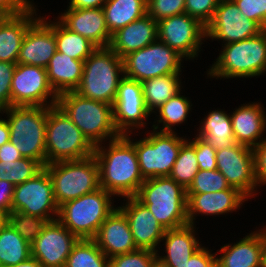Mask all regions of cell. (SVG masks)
<instances>
[{
	"label": "cell",
	"mask_w": 266,
	"mask_h": 267,
	"mask_svg": "<svg viewBox=\"0 0 266 267\" xmlns=\"http://www.w3.org/2000/svg\"><path fill=\"white\" fill-rule=\"evenodd\" d=\"M93 155L99 167L100 187L114 197H135L145 179L134 144L125 135H120L107 144L95 146Z\"/></svg>",
	"instance_id": "cell-1"
},
{
	"label": "cell",
	"mask_w": 266,
	"mask_h": 267,
	"mask_svg": "<svg viewBox=\"0 0 266 267\" xmlns=\"http://www.w3.org/2000/svg\"><path fill=\"white\" fill-rule=\"evenodd\" d=\"M219 56L210 65L209 78H254L266 73V29L258 35L221 45Z\"/></svg>",
	"instance_id": "cell-2"
},
{
	"label": "cell",
	"mask_w": 266,
	"mask_h": 267,
	"mask_svg": "<svg viewBox=\"0 0 266 267\" xmlns=\"http://www.w3.org/2000/svg\"><path fill=\"white\" fill-rule=\"evenodd\" d=\"M57 105L94 147L120 136L113 121V105L75 91L59 94Z\"/></svg>",
	"instance_id": "cell-3"
},
{
	"label": "cell",
	"mask_w": 266,
	"mask_h": 267,
	"mask_svg": "<svg viewBox=\"0 0 266 267\" xmlns=\"http://www.w3.org/2000/svg\"><path fill=\"white\" fill-rule=\"evenodd\" d=\"M135 198L152 212L165 230L189 224L186 190L169 176L145 179Z\"/></svg>",
	"instance_id": "cell-4"
},
{
	"label": "cell",
	"mask_w": 266,
	"mask_h": 267,
	"mask_svg": "<svg viewBox=\"0 0 266 267\" xmlns=\"http://www.w3.org/2000/svg\"><path fill=\"white\" fill-rule=\"evenodd\" d=\"M123 77V59L110 47H97L84 61L81 81L75 92L113 105Z\"/></svg>",
	"instance_id": "cell-5"
},
{
	"label": "cell",
	"mask_w": 266,
	"mask_h": 267,
	"mask_svg": "<svg viewBox=\"0 0 266 267\" xmlns=\"http://www.w3.org/2000/svg\"><path fill=\"white\" fill-rule=\"evenodd\" d=\"M50 107L11 106L0 112L9 124V141L23 158L46 166V123Z\"/></svg>",
	"instance_id": "cell-6"
},
{
	"label": "cell",
	"mask_w": 266,
	"mask_h": 267,
	"mask_svg": "<svg viewBox=\"0 0 266 267\" xmlns=\"http://www.w3.org/2000/svg\"><path fill=\"white\" fill-rule=\"evenodd\" d=\"M114 198L100 187L60 205L57 220L78 239H93L101 224L117 207Z\"/></svg>",
	"instance_id": "cell-7"
},
{
	"label": "cell",
	"mask_w": 266,
	"mask_h": 267,
	"mask_svg": "<svg viewBox=\"0 0 266 267\" xmlns=\"http://www.w3.org/2000/svg\"><path fill=\"white\" fill-rule=\"evenodd\" d=\"M95 147L58 106L48 109L46 123V165L81 160L94 154Z\"/></svg>",
	"instance_id": "cell-8"
},
{
	"label": "cell",
	"mask_w": 266,
	"mask_h": 267,
	"mask_svg": "<svg viewBox=\"0 0 266 267\" xmlns=\"http://www.w3.org/2000/svg\"><path fill=\"white\" fill-rule=\"evenodd\" d=\"M151 129V132L146 130L145 137L139 140L130 137L135 133L125 135L135 146L140 172L144 179L169 176L181 146L188 139L186 135L180 137L176 132Z\"/></svg>",
	"instance_id": "cell-9"
},
{
	"label": "cell",
	"mask_w": 266,
	"mask_h": 267,
	"mask_svg": "<svg viewBox=\"0 0 266 267\" xmlns=\"http://www.w3.org/2000/svg\"><path fill=\"white\" fill-rule=\"evenodd\" d=\"M54 198L58 206L100 188L99 167L94 155L47 164Z\"/></svg>",
	"instance_id": "cell-10"
},
{
	"label": "cell",
	"mask_w": 266,
	"mask_h": 267,
	"mask_svg": "<svg viewBox=\"0 0 266 267\" xmlns=\"http://www.w3.org/2000/svg\"><path fill=\"white\" fill-rule=\"evenodd\" d=\"M184 60L175 50L157 39L123 58L124 76L143 82L158 76L180 73L184 68Z\"/></svg>",
	"instance_id": "cell-11"
},
{
	"label": "cell",
	"mask_w": 266,
	"mask_h": 267,
	"mask_svg": "<svg viewBox=\"0 0 266 267\" xmlns=\"http://www.w3.org/2000/svg\"><path fill=\"white\" fill-rule=\"evenodd\" d=\"M12 212H22L46 219L48 222L58 218L57 205L51 178L44 167L34 177L14 188Z\"/></svg>",
	"instance_id": "cell-12"
},
{
	"label": "cell",
	"mask_w": 266,
	"mask_h": 267,
	"mask_svg": "<svg viewBox=\"0 0 266 267\" xmlns=\"http://www.w3.org/2000/svg\"><path fill=\"white\" fill-rule=\"evenodd\" d=\"M157 32L158 40L175 50L185 61L197 60L206 41V26L186 13L160 20Z\"/></svg>",
	"instance_id": "cell-13"
},
{
	"label": "cell",
	"mask_w": 266,
	"mask_h": 267,
	"mask_svg": "<svg viewBox=\"0 0 266 267\" xmlns=\"http://www.w3.org/2000/svg\"><path fill=\"white\" fill-rule=\"evenodd\" d=\"M57 102L45 68L17 63L11 81V106L52 107Z\"/></svg>",
	"instance_id": "cell-14"
},
{
	"label": "cell",
	"mask_w": 266,
	"mask_h": 267,
	"mask_svg": "<svg viewBox=\"0 0 266 267\" xmlns=\"http://www.w3.org/2000/svg\"><path fill=\"white\" fill-rule=\"evenodd\" d=\"M217 170L226 178L228 184L238 189L248 199L257 196L260 189L254 166L253 149L241 144L231 143L216 152Z\"/></svg>",
	"instance_id": "cell-15"
},
{
	"label": "cell",
	"mask_w": 266,
	"mask_h": 267,
	"mask_svg": "<svg viewBox=\"0 0 266 267\" xmlns=\"http://www.w3.org/2000/svg\"><path fill=\"white\" fill-rule=\"evenodd\" d=\"M152 115L146 108L142 83L124 76L119 83L113 103V121L120 135L144 131ZM147 120V121H145Z\"/></svg>",
	"instance_id": "cell-16"
},
{
	"label": "cell",
	"mask_w": 266,
	"mask_h": 267,
	"mask_svg": "<svg viewBox=\"0 0 266 267\" xmlns=\"http://www.w3.org/2000/svg\"><path fill=\"white\" fill-rule=\"evenodd\" d=\"M262 31L255 21L240 13L233 0H219L214 17L206 26V40L226 45L254 37Z\"/></svg>",
	"instance_id": "cell-17"
},
{
	"label": "cell",
	"mask_w": 266,
	"mask_h": 267,
	"mask_svg": "<svg viewBox=\"0 0 266 267\" xmlns=\"http://www.w3.org/2000/svg\"><path fill=\"white\" fill-rule=\"evenodd\" d=\"M78 238L57 219L47 222L31 244V256L44 267H65Z\"/></svg>",
	"instance_id": "cell-18"
},
{
	"label": "cell",
	"mask_w": 266,
	"mask_h": 267,
	"mask_svg": "<svg viewBox=\"0 0 266 267\" xmlns=\"http://www.w3.org/2000/svg\"><path fill=\"white\" fill-rule=\"evenodd\" d=\"M122 201L124 202L118 207L126 215L137 248L158 252L160 246L162 248L160 243L166 230L135 197H127Z\"/></svg>",
	"instance_id": "cell-19"
},
{
	"label": "cell",
	"mask_w": 266,
	"mask_h": 267,
	"mask_svg": "<svg viewBox=\"0 0 266 267\" xmlns=\"http://www.w3.org/2000/svg\"><path fill=\"white\" fill-rule=\"evenodd\" d=\"M57 19L70 31L87 38L97 47H109L112 35L102 8H66Z\"/></svg>",
	"instance_id": "cell-20"
},
{
	"label": "cell",
	"mask_w": 266,
	"mask_h": 267,
	"mask_svg": "<svg viewBox=\"0 0 266 267\" xmlns=\"http://www.w3.org/2000/svg\"><path fill=\"white\" fill-rule=\"evenodd\" d=\"M188 223L196 225L197 216H218L237 212L248 198L239 190L186 194ZM242 206V207H241Z\"/></svg>",
	"instance_id": "cell-21"
},
{
	"label": "cell",
	"mask_w": 266,
	"mask_h": 267,
	"mask_svg": "<svg viewBox=\"0 0 266 267\" xmlns=\"http://www.w3.org/2000/svg\"><path fill=\"white\" fill-rule=\"evenodd\" d=\"M56 39L53 29L39 17L27 30L18 54V64H29L46 69L49 60L56 53Z\"/></svg>",
	"instance_id": "cell-22"
},
{
	"label": "cell",
	"mask_w": 266,
	"mask_h": 267,
	"mask_svg": "<svg viewBox=\"0 0 266 267\" xmlns=\"http://www.w3.org/2000/svg\"><path fill=\"white\" fill-rule=\"evenodd\" d=\"M93 240L108 258L138 249L126 215L118 206L101 224Z\"/></svg>",
	"instance_id": "cell-23"
},
{
	"label": "cell",
	"mask_w": 266,
	"mask_h": 267,
	"mask_svg": "<svg viewBox=\"0 0 266 267\" xmlns=\"http://www.w3.org/2000/svg\"><path fill=\"white\" fill-rule=\"evenodd\" d=\"M234 110L230 117L235 143L253 149L266 137V109L261 102H249Z\"/></svg>",
	"instance_id": "cell-24"
},
{
	"label": "cell",
	"mask_w": 266,
	"mask_h": 267,
	"mask_svg": "<svg viewBox=\"0 0 266 267\" xmlns=\"http://www.w3.org/2000/svg\"><path fill=\"white\" fill-rule=\"evenodd\" d=\"M215 253L220 267H262L263 228L247 233L236 243L224 244Z\"/></svg>",
	"instance_id": "cell-25"
},
{
	"label": "cell",
	"mask_w": 266,
	"mask_h": 267,
	"mask_svg": "<svg viewBox=\"0 0 266 267\" xmlns=\"http://www.w3.org/2000/svg\"><path fill=\"white\" fill-rule=\"evenodd\" d=\"M33 3L23 13L0 17V61L16 63L28 28L40 17Z\"/></svg>",
	"instance_id": "cell-26"
},
{
	"label": "cell",
	"mask_w": 266,
	"mask_h": 267,
	"mask_svg": "<svg viewBox=\"0 0 266 267\" xmlns=\"http://www.w3.org/2000/svg\"><path fill=\"white\" fill-rule=\"evenodd\" d=\"M158 22L145 14L112 34L109 47L120 57L140 50L158 39Z\"/></svg>",
	"instance_id": "cell-27"
},
{
	"label": "cell",
	"mask_w": 266,
	"mask_h": 267,
	"mask_svg": "<svg viewBox=\"0 0 266 267\" xmlns=\"http://www.w3.org/2000/svg\"><path fill=\"white\" fill-rule=\"evenodd\" d=\"M196 225L187 224L176 229L166 230L161 242L165 253L157 252V259L165 267H183L189 258L203 245L196 235ZM164 255V256H163Z\"/></svg>",
	"instance_id": "cell-28"
},
{
	"label": "cell",
	"mask_w": 266,
	"mask_h": 267,
	"mask_svg": "<svg viewBox=\"0 0 266 267\" xmlns=\"http://www.w3.org/2000/svg\"><path fill=\"white\" fill-rule=\"evenodd\" d=\"M84 61L76 60L56 51L46 67L50 86L57 95L75 91L83 74Z\"/></svg>",
	"instance_id": "cell-29"
},
{
	"label": "cell",
	"mask_w": 266,
	"mask_h": 267,
	"mask_svg": "<svg viewBox=\"0 0 266 267\" xmlns=\"http://www.w3.org/2000/svg\"><path fill=\"white\" fill-rule=\"evenodd\" d=\"M200 121L196 136L211 143L216 150L235 142L230 113L228 114L225 109L209 111Z\"/></svg>",
	"instance_id": "cell-30"
},
{
	"label": "cell",
	"mask_w": 266,
	"mask_h": 267,
	"mask_svg": "<svg viewBox=\"0 0 266 267\" xmlns=\"http://www.w3.org/2000/svg\"><path fill=\"white\" fill-rule=\"evenodd\" d=\"M182 73L167 74L141 82L145 106L151 114L182 91Z\"/></svg>",
	"instance_id": "cell-31"
},
{
	"label": "cell",
	"mask_w": 266,
	"mask_h": 267,
	"mask_svg": "<svg viewBox=\"0 0 266 267\" xmlns=\"http://www.w3.org/2000/svg\"><path fill=\"white\" fill-rule=\"evenodd\" d=\"M102 9L112 35L147 14V0H107Z\"/></svg>",
	"instance_id": "cell-32"
},
{
	"label": "cell",
	"mask_w": 266,
	"mask_h": 267,
	"mask_svg": "<svg viewBox=\"0 0 266 267\" xmlns=\"http://www.w3.org/2000/svg\"><path fill=\"white\" fill-rule=\"evenodd\" d=\"M40 17L53 29L57 51L73 59L85 61L96 50L95 44L78 33L70 31L58 19L51 21L47 16L40 15Z\"/></svg>",
	"instance_id": "cell-33"
},
{
	"label": "cell",
	"mask_w": 266,
	"mask_h": 267,
	"mask_svg": "<svg viewBox=\"0 0 266 267\" xmlns=\"http://www.w3.org/2000/svg\"><path fill=\"white\" fill-rule=\"evenodd\" d=\"M182 94V95H181ZM189 97H185L182 92L173 96L162 106L153 112L156 115L151 128L162 132H176L173 127L181 126L187 122L189 114L192 112V101ZM191 111V112H190ZM158 119V120H157ZM155 123V124H154ZM162 127H159L161 126Z\"/></svg>",
	"instance_id": "cell-34"
},
{
	"label": "cell",
	"mask_w": 266,
	"mask_h": 267,
	"mask_svg": "<svg viewBox=\"0 0 266 267\" xmlns=\"http://www.w3.org/2000/svg\"><path fill=\"white\" fill-rule=\"evenodd\" d=\"M31 256V244L7 222L0 231V267H12Z\"/></svg>",
	"instance_id": "cell-35"
},
{
	"label": "cell",
	"mask_w": 266,
	"mask_h": 267,
	"mask_svg": "<svg viewBox=\"0 0 266 267\" xmlns=\"http://www.w3.org/2000/svg\"><path fill=\"white\" fill-rule=\"evenodd\" d=\"M65 267H109V258L93 239H78L67 257Z\"/></svg>",
	"instance_id": "cell-36"
},
{
	"label": "cell",
	"mask_w": 266,
	"mask_h": 267,
	"mask_svg": "<svg viewBox=\"0 0 266 267\" xmlns=\"http://www.w3.org/2000/svg\"><path fill=\"white\" fill-rule=\"evenodd\" d=\"M191 138L181 146L177 159L169 175L176 183L185 190L189 188L198 173V161L195 152V145L190 141Z\"/></svg>",
	"instance_id": "cell-37"
},
{
	"label": "cell",
	"mask_w": 266,
	"mask_h": 267,
	"mask_svg": "<svg viewBox=\"0 0 266 267\" xmlns=\"http://www.w3.org/2000/svg\"><path fill=\"white\" fill-rule=\"evenodd\" d=\"M43 168L39 161L31 158H22L14 162L0 161V180L16 186L34 177Z\"/></svg>",
	"instance_id": "cell-38"
},
{
	"label": "cell",
	"mask_w": 266,
	"mask_h": 267,
	"mask_svg": "<svg viewBox=\"0 0 266 267\" xmlns=\"http://www.w3.org/2000/svg\"><path fill=\"white\" fill-rule=\"evenodd\" d=\"M222 190H238L231 187L226 178L217 170H199L186 194H202Z\"/></svg>",
	"instance_id": "cell-39"
},
{
	"label": "cell",
	"mask_w": 266,
	"mask_h": 267,
	"mask_svg": "<svg viewBox=\"0 0 266 267\" xmlns=\"http://www.w3.org/2000/svg\"><path fill=\"white\" fill-rule=\"evenodd\" d=\"M47 222L48 221L46 219L22 212H12L8 215V223L29 244L34 242L37 236L42 232Z\"/></svg>",
	"instance_id": "cell-40"
},
{
	"label": "cell",
	"mask_w": 266,
	"mask_h": 267,
	"mask_svg": "<svg viewBox=\"0 0 266 267\" xmlns=\"http://www.w3.org/2000/svg\"><path fill=\"white\" fill-rule=\"evenodd\" d=\"M157 259V252L148 249H137L109 258V267H150Z\"/></svg>",
	"instance_id": "cell-41"
},
{
	"label": "cell",
	"mask_w": 266,
	"mask_h": 267,
	"mask_svg": "<svg viewBox=\"0 0 266 267\" xmlns=\"http://www.w3.org/2000/svg\"><path fill=\"white\" fill-rule=\"evenodd\" d=\"M186 0H147V14L156 22L185 13Z\"/></svg>",
	"instance_id": "cell-42"
},
{
	"label": "cell",
	"mask_w": 266,
	"mask_h": 267,
	"mask_svg": "<svg viewBox=\"0 0 266 267\" xmlns=\"http://www.w3.org/2000/svg\"><path fill=\"white\" fill-rule=\"evenodd\" d=\"M219 0H186L185 13L207 26L213 19Z\"/></svg>",
	"instance_id": "cell-43"
},
{
	"label": "cell",
	"mask_w": 266,
	"mask_h": 267,
	"mask_svg": "<svg viewBox=\"0 0 266 267\" xmlns=\"http://www.w3.org/2000/svg\"><path fill=\"white\" fill-rule=\"evenodd\" d=\"M190 141L195 145V152L198 161V169L199 170L217 169V163H216L217 150L212 146V144L198 136H194Z\"/></svg>",
	"instance_id": "cell-44"
},
{
	"label": "cell",
	"mask_w": 266,
	"mask_h": 267,
	"mask_svg": "<svg viewBox=\"0 0 266 267\" xmlns=\"http://www.w3.org/2000/svg\"><path fill=\"white\" fill-rule=\"evenodd\" d=\"M240 13L266 29V0H233Z\"/></svg>",
	"instance_id": "cell-45"
},
{
	"label": "cell",
	"mask_w": 266,
	"mask_h": 267,
	"mask_svg": "<svg viewBox=\"0 0 266 267\" xmlns=\"http://www.w3.org/2000/svg\"><path fill=\"white\" fill-rule=\"evenodd\" d=\"M16 65L0 61V112L11 107V81Z\"/></svg>",
	"instance_id": "cell-46"
},
{
	"label": "cell",
	"mask_w": 266,
	"mask_h": 267,
	"mask_svg": "<svg viewBox=\"0 0 266 267\" xmlns=\"http://www.w3.org/2000/svg\"><path fill=\"white\" fill-rule=\"evenodd\" d=\"M256 181L261 187L266 185V137L253 148Z\"/></svg>",
	"instance_id": "cell-47"
},
{
	"label": "cell",
	"mask_w": 266,
	"mask_h": 267,
	"mask_svg": "<svg viewBox=\"0 0 266 267\" xmlns=\"http://www.w3.org/2000/svg\"><path fill=\"white\" fill-rule=\"evenodd\" d=\"M212 251L213 249L201 246L183 267H211L216 262V253Z\"/></svg>",
	"instance_id": "cell-48"
},
{
	"label": "cell",
	"mask_w": 266,
	"mask_h": 267,
	"mask_svg": "<svg viewBox=\"0 0 266 267\" xmlns=\"http://www.w3.org/2000/svg\"><path fill=\"white\" fill-rule=\"evenodd\" d=\"M34 0H0V17L15 16L28 9Z\"/></svg>",
	"instance_id": "cell-49"
},
{
	"label": "cell",
	"mask_w": 266,
	"mask_h": 267,
	"mask_svg": "<svg viewBox=\"0 0 266 267\" xmlns=\"http://www.w3.org/2000/svg\"><path fill=\"white\" fill-rule=\"evenodd\" d=\"M14 188L12 183L0 180V211L7 215L12 213Z\"/></svg>",
	"instance_id": "cell-50"
},
{
	"label": "cell",
	"mask_w": 266,
	"mask_h": 267,
	"mask_svg": "<svg viewBox=\"0 0 266 267\" xmlns=\"http://www.w3.org/2000/svg\"><path fill=\"white\" fill-rule=\"evenodd\" d=\"M22 155L15 148V146L8 141L0 147V161H11L14 162L16 160L22 159Z\"/></svg>",
	"instance_id": "cell-51"
},
{
	"label": "cell",
	"mask_w": 266,
	"mask_h": 267,
	"mask_svg": "<svg viewBox=\"0 0 266 267\" xmlns=\"http://www.w3.org/2000/svg\"><path fill=\"white\" fill-rule=\"evenodd\" d=\"M107 0H70L67 8H102Z\"/></svg>",
	"instance_id": "cell-52"
},
{
	"label": "cell",
	"mask_w": 266,
	"mask_h": 267,
	"mask_svg": "<svg viewBox=\"0 0 266 267\" xmlns=\"http://www.w3.org/2000/svg\"><path fill=\"white\" fill-rule=\"evenodd\" d=\"M10 139L9 124L5 118L0 115V147Z\"/></svg>",
	"instance_id": "cell-53"
},
{
	"label": "cell",
	"mask_w": 266,
	"mask_h": 267,
	"mask_svg": "<svg viewBox=\"0 0 266 267\" xmlns=\"http://www.w3.org/2000/svg\"><path fill=\"white\" fill-rule=\"evenodd\" d=\"M12 267H44V266L41 265L36 258L30 256L27 260L20 262L19 264H16Z\"/></svg>",
	"instance_id": "cell-54"
},
{
	"label": "cell",
	"mask_w": 266,
	"mask_h": 267,
	"mask_svg": "<svg viewBox=\"0 0 266 267\" xmlns=\"http://www.w3.org/2000/svg\"><path fill=\"white\" fill-rule=\"evenodd\" d=\"M263 227V256H262V267H266V226Z\"/></svg>",
	"instance_id": "cell-55"
},
{
	"label": "cell",
	"mask_w": 266,
	"mask_h": 267,
	"mask_svg": "<svg viewBox=\"0 0 266 267\" xmlns=\"http://www.w3.org/2000/svg\"><path fill=\"white\" fill-rule=\"evenodd\" d=\"M8 222V215L0 211V231Z\"/></svg>",
	"instance_id": "cell-56"
},
{
	"label": "cell",
	"mask_w": 266,
	"mask_h": 267,
	"mask_svg": "<svg viewBox=\"0 0 266 267\" xmlns=\"http://www.w3.org/2000/svg\"><path fill=\"white\" fill-rule=\"evenodd\" d=\"M150 267H165L158 259H156Z\"/></svg>",
	"instance_id": "cell-57"
},
{
	"label": "cell",
	"mask_w": 266,
	"mask_h": 267,
	"mask_svg": "<svg viewBox=\"0 0 266 267\" xmlns=\"http://www.w3.org/2000/svg\"><path fill=\"white\" fill-rule=\"evenodd\" d=\"M211 267H220V265L217 262H215Z\"/></svg>",
	"instance_id": "cell-58"
}]
</instances>
